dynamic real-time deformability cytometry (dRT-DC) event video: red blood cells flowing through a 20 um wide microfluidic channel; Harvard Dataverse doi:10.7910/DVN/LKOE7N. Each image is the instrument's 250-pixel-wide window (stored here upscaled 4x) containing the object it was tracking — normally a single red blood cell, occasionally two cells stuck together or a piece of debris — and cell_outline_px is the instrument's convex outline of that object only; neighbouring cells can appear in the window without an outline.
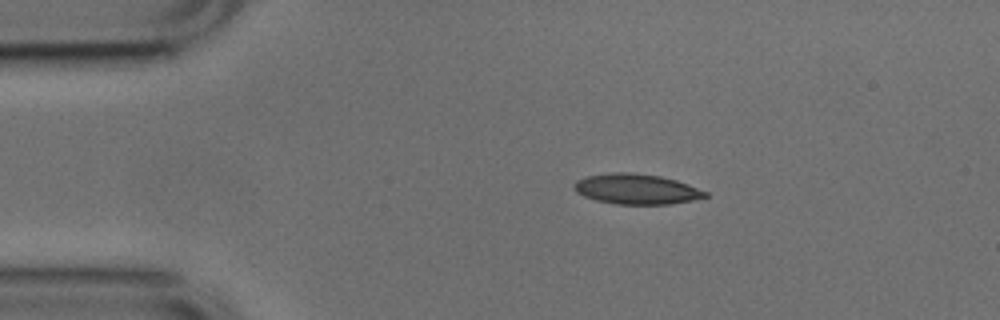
{"species": "common noctule bat (a hibernating species)", "species_latin": "Nyctalus noctula", "temperature_condition": "cold", "stored_images_in_passage": 3, "camera_frame_rate_fps": 3000, "um_per_image_px": 0.085, "animal": {"sex": "male", "body_mass_g": 17.9, "forearm_length_mm": 54.2}, "frame": {"image": 1, "passage_image": 1, "time_ms": 0.0, "image_size_px": [1000, 320], "cell_outline_px": [[708, 196], [692, 200], [668, 204], [616, 204], [596, 200], [584, 196], [576, 192], [572, 188], [572, 184], [576, 180], [588, 176], [616, 172], [628, 172], [660, 176], [676, 180], [688, 184], [708, 192]], "centroid_in_image_um": [54.07, 16.07], "position_along_channel_um": 30.9, "area_um2": 23.06}}
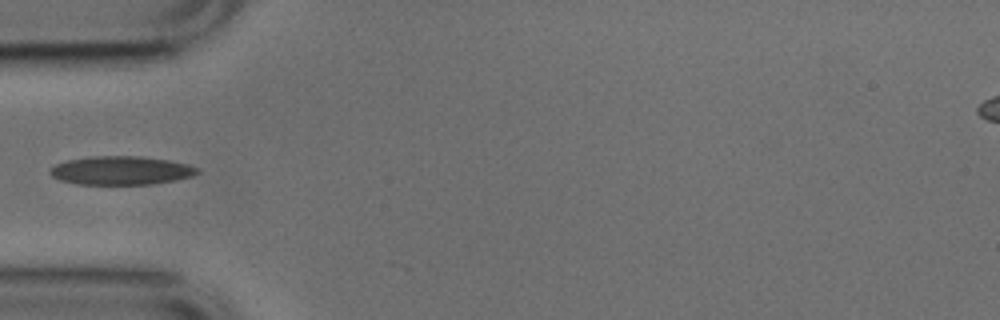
{"frame": {"image": 2, "passage_image": 3, "time_ms": 0.667, "image_size_px": [1000, 320], "cell_outline_px": [[200, 172], [192, 176], [176, 180], [152, 184], [76, 184], [60, 180], [52, 176], [48, 172], [56, 164], [68, 160], [88, 156], [140, 156], [168, 160], [188, 164], [200, 168]], "centroid_in_image_um": [10.31, 14.49], "position_along_channel_um": 74.7, "area_um2": 24.62}}